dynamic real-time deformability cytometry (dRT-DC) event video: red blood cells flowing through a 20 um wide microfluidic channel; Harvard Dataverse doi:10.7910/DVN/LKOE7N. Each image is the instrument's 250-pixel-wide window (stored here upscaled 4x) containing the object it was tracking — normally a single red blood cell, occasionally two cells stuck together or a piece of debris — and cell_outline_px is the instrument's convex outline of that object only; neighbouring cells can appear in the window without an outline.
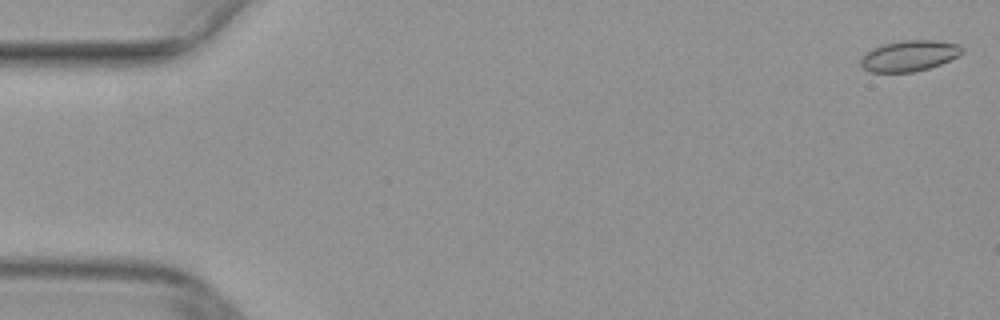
{"species": "common noctule bat (a hibernating species)", "species_latin": "Nyctalus noctula", "temperature_condition": "warm", "stored_images_in_passage": 51, "camera_frame_rate_fps": 3000, "um_per_image_px": 0.085, "animal": {"sex": "female", "body_mass_g": 29.2, "forearm_length_mm": 56.3}, "frame": {"image": 1, "passage_image": 1, "time_ms": 0.0, "image_size_px": [1000, 320], "cell_outline_px": [[964, 52], [940, 64], [928, 68], [912, 72], [868, 72], [860, 64], [860, 60], [872, 48], [880, 44], [904, 40], [936, 40], [960, 44], [964, 48]], "centroid_in_image_um": [77.29, 4.73], "position_along_channel_um": 7.7, "area_um2": 18.21}}
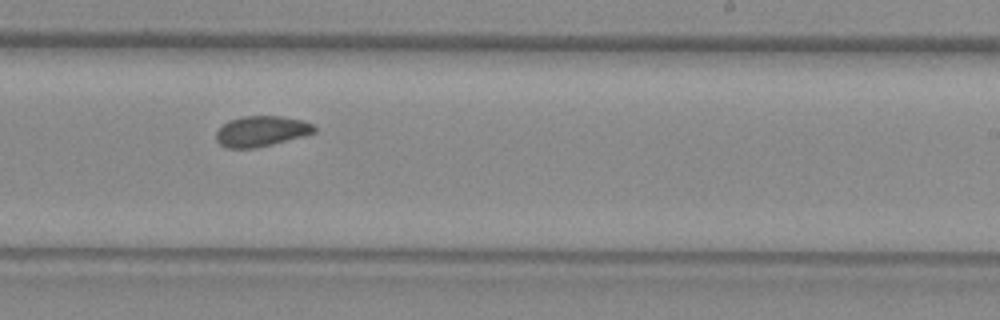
{"frame": {"image": 2, "passage_image": 31, "time_ms": 10.0, "image_size_px": [1000, 320], "cell_outline_px": [[316, 132], [272, 144], [256, 148], [228, 148], [220, 144], [216, 140], [216, 132], [228, 120], [244, 116], [280, 116], [304, 120], [312, 124], [316, 128]], "centroid_in_image_um": [22.21, 11.15], "position_along_channel_um": 266.8, "area_um2": 17.34}}
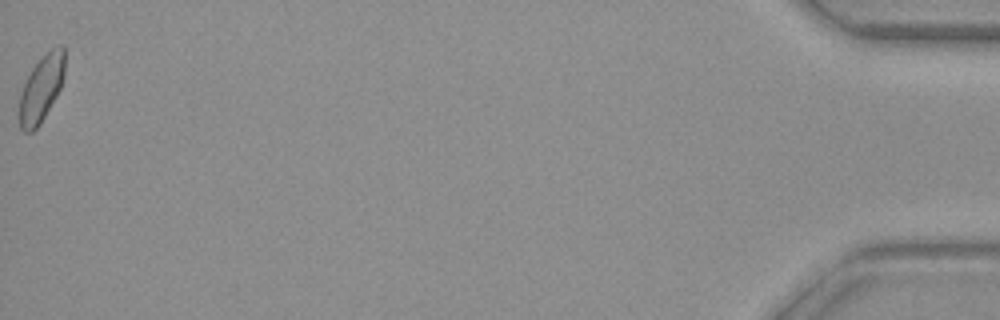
{"frame": {"image": 3, "passage_image": 51, "time_ms": 16.667, "image_size_px": [1000, 320], "cell_outline_px": [[64, 76], [60, 88], [56, 96], [40, 124], [32, 132], [24, 132], [20, 128], [20, 92], [24, 80], [32, 68], [52, 48], [60, 44], [64, 44]], "centroid_in_image_um": [3.51, 7.52], "position_along_channel_um": 431.7, "area_um2": 17.46}}